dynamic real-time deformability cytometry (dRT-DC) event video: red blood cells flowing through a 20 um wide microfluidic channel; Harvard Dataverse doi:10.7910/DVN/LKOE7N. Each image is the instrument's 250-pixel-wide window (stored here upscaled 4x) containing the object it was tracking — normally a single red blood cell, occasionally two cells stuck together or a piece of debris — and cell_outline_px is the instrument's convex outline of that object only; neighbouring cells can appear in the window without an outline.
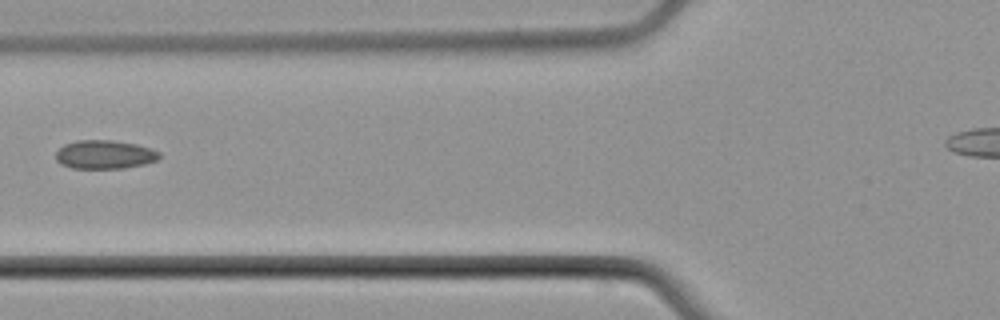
{"species": "common noctule bat (a hibernating species)", "species_latin": "Nyctalus noctula", "temperature_condition": "cold", "stored_images_in_passage": 7, "camera_frame_rate_fps": 3000, "um_per_image_px": 0.085, "animal": {"sex": "male", "body_mass_g": 21.5, "forearm_length_mm": 52.0}, "frame": {"image": 1, "passage_image": 6, "time_ms": 7.333, "image_size_px": [1000, 320], "cell_outline_px": [[160, 156], [156, 160], [144, 164], [124, 168], [72, 168], [60, 164], [56, 160], [56, 152], [64, 144], [76, 140], [112, 140], [136, 144], [152, 148], [160, 152]], "centroid_in_image_um": [8.89, 13.13], "position_along_channel_um": 116.9, "area_um2": 17.34}}
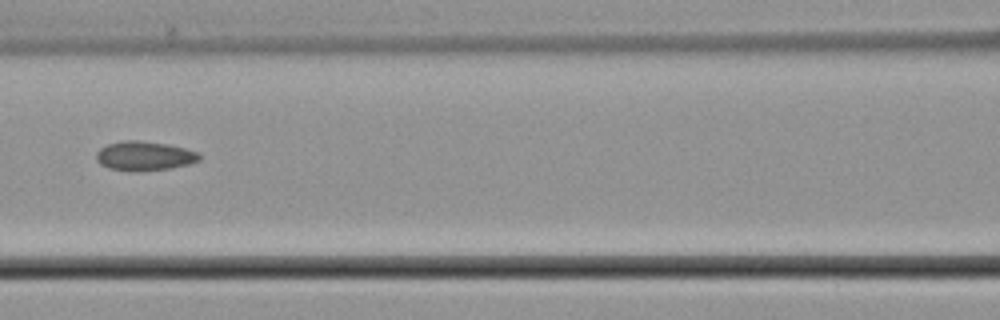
{"frame": {"image": 2, "passage_image": 7, "time_ms": 8.333, "image_size_px": [1000, 320], "cell_outline_px": [[200, 160], [188, 164], [168, 168], [108, 168], [100, 164], [96, 160], [96, 152], [100, 148], [108, 144], [124, 140], [136, 140], [168, 144], [184, 148], [196, 152], [200, 156]], "centroid_in_image_um": [12.26, 13.2], "position_along_channel_um": 154.3, "area_um2": 16.65}}